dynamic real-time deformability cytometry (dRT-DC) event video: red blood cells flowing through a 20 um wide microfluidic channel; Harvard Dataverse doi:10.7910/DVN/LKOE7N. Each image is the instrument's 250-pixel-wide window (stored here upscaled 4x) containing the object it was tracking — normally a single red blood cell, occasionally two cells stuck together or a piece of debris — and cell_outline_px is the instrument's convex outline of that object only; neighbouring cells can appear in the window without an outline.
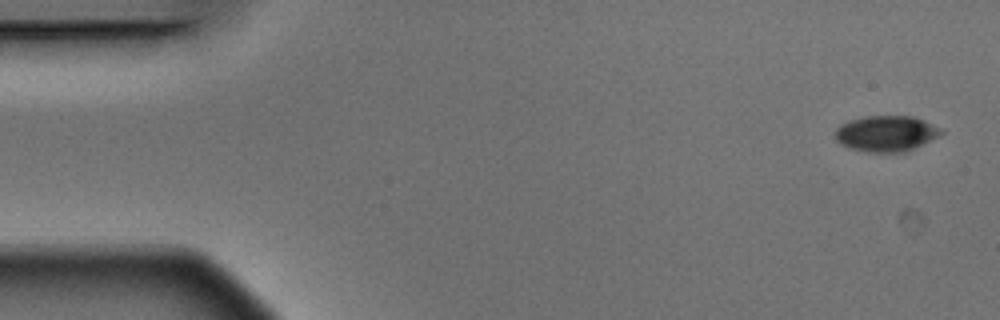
{"species": "Egyptian fruit bat (a non-hibernating species)", "species_latin": "Rousettus aegyptiacus", "temperature_condition": "warm", "stored_images_in_passage": 4, "camera_frame_rate_fps": 3000, "um_per_image_px": 0.085, "animal": {"sex": "male"}, "frame": {"image": 1, "passage_image": 1, "time_ms": 0.0, "image_size_px": [1000, 320], "cell_outline_px": [[944, 132], [940, 136], [904, 152], [868, 152], [848, 148], [840, 144], [836, 140], [836, 128], [840, 124], [864, 116], [912, 116], [924, 120], [940, 128]], "centroid_in_image_um": [75.32, 11.35], "position_along_channel_um": 9.7, "area_um2": 22.08}}
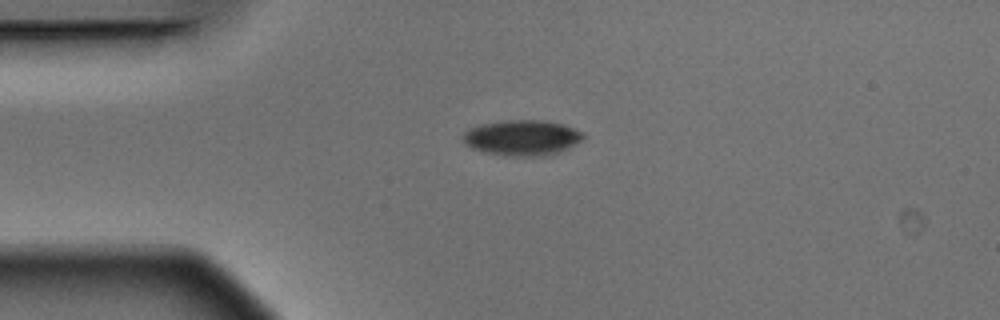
{"frame": {"image": 2, "passage_image": 3, "time_ms": 0.667, "image_size_px": [1000, 320], "cell_outline_px": [[584, 136], [576, 144], [556, 152], [544, 156], [508, 156], [484, 152], [472, 148], [464, 144], [464, 132], [468, 128], [480, 124], [504, 120], [544, 120], [564, 124], [584, 132]], "centroid_in_image_um": [44.36, 11.69], "position_along_channel_um": 40.6, "area_um2": 24.91}}